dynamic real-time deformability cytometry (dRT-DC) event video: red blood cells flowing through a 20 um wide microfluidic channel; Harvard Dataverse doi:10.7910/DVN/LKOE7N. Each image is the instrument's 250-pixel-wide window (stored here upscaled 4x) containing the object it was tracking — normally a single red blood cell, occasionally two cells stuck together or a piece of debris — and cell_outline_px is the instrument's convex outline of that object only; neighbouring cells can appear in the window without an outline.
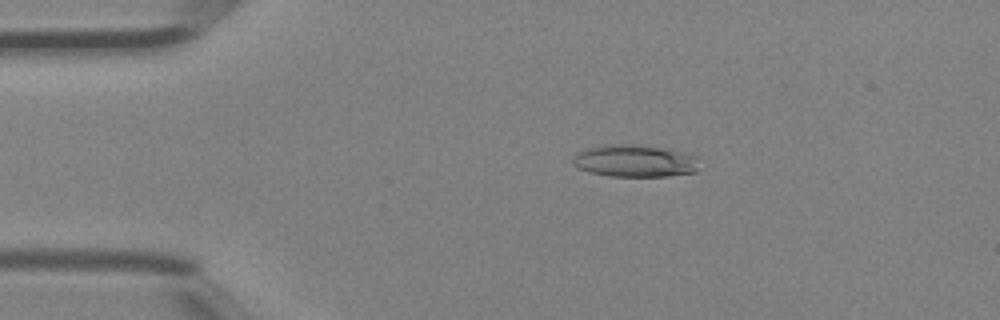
{"species": "Egyptian fruit bat (a non-hibernating species)", "species_latin": "Rousettus aegyptiacus", "temperature_condition": "room temperature", "stored_images_in_passage": 41, "camera_frame_rate_fps": 3000, "um_per_image_px": 0.085, "animal": {"sex": "female"}, "frame": {"image": 1, "passage_image": 5, "time_ms": 1.333, "image_size_px": [1000, 320], "cell_outline_px": [[700, 156], [696, 172], [668, 176], [608, 176], [588, 172], [572, 164], [572, 156], [576, 152], [588, 148], [660, 148], [692, 152]], "centroid_in_image_um": [54.07, 13.75], "position_along_channel_um": 30.9, "area_um2": 22.77}}
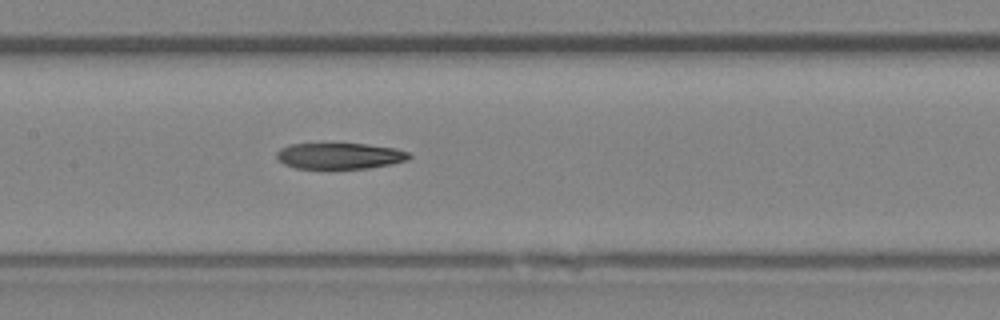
{"frame": {"image": 2, "passage_image": 18, "time_ms": 5.667, "image_size_px": [1000, 320], "cell_outline_px": [[412, 156], [408, 160], [392, 164], [368, 168], [296, 168], [284, 164], [276, 156], [276, 152], [280, 148], [292, 144], [364, 144], [396, 148], [408, 152]], "centroid_in_image_um": [28.9, 13.25], "position_along_channel_um": 178.5, "area_um2": 20.0}}
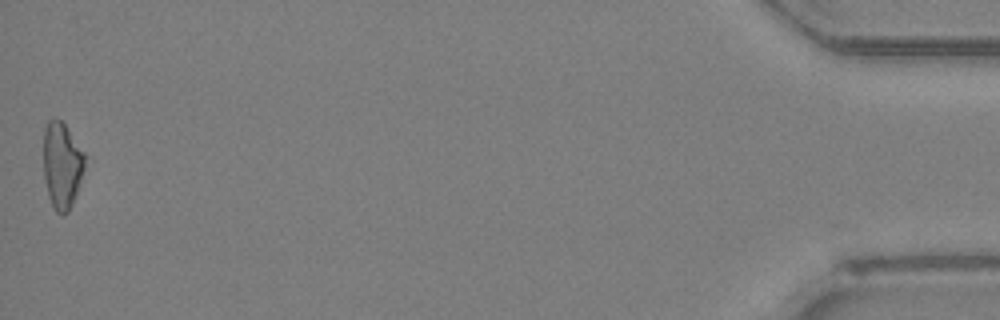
{"frame": {"image": 3, "passage_image": 41, "time_ms": 13.333, "image_size_px": [1000, 320], "cell_outline_px": [[84, 168], [72, 204], [68, 212], [64, 216], [56, 212], [48, 196], [44, 180], [44, 128], [48, 120], [56, 116], [64, 124], [84, 152]], "centroid_in_image_um": [5.24, 14.04], "position_along_channel_um": 430.0, "area_um2": 20.63}}